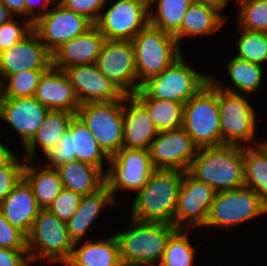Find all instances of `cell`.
Returning <instances> with one entry per match:
<instances>
[{
	"instance_id": "obj_2",
	"label": "cell",
	"mask_w": 267,
	"mask_h": 266,
	"mask_svg": "<svg viewBox=\"0 0 267 266\" xmlns=\"http://www.w3.org/2000/svg\"><path fill=\"white\" fill-rule=\"evenodd\" d=\"M183 172L156 169L132 200L130 218L174 226Z\"/></svg>"
},
{
	"instance_id": "obj_22",
	"label": "cell",
	"mask_w": 267,
	"mask_h": 266,
	"mask_svg": "<svg viewBox=\"0 0 267 266\" xmlns=\"http://www.w3.org/2000/svg\"><path fill=\"white\" fill-rule=\"evenodd\" d=\"M105 40L93 25L88 31L61 44L51 53L52 67L65 70L76 65L95 63Z\"/></svg>"
},
{
	"instance_id": "obj_17",
	"label": "cell",
	"mask_w": 267,
	"mask_h": 266,
	"mask_svg": "<svg viewBox=\"0 0 267 266\" xmlns=\"http://www.w3.org/2000/svg\"><path fill=\"white\" fill-rule=\"evenodd\" d=\"M197 150L198 147L183 127L158 132L149 149L155 169L181 172L189 169Z\"/></svg>"
},
{
	"instance_id": "obj_11",
	"label": "cell",
	"mask_w": 267,
	"mask_h": 266,
	"mask_svg": "<svg viewBox=\"0 0 267 266\" xmlns=\"http://www.w3.org/2000/svg\"><path fill=\"white\" fill-rule=\"evenodd\" d=\"M76 115L89 128L100 148L110 158L123 144V97L112 102L80 104Z\"/></svg>"
},
{
	"instance_id": "obj_29",
	"label": "cell",
	"mask_w": 267,
	"mask_h": 266,
	"mask_svg": "<svg viewBox=\"0 0 267 266\" xmlns=\"http://www.w3.org/2000/svg\"><path fill=\"white\" fill-rule=\"evenodd\" d=\"M225 67L228 76L231 79V85L234 87L228 84L224 85L222 81H219L218 78L212 74V76H210V81L217 88L227 92L248 96L255 93L259 94L258 92H261V84L263 83L262 80L264 79L263 71L265 70L263 69V66L234 56L230 57L229 61L227 60Z\"/></svg>"
},
{
	"instance_id": "obj_9",
	"label": "cell",
	"mask_w": 267,
	"mask_h": 266,
	"mask_svg": "<svg viewBox=\"0 0 267 266\" xmlns=\"http://www.w3.org/2000/svg\"><path fill=\"white\" fill-rule=\"evenodd\" d=\"M43 157H45L44 163L46 162L44 166L52 168H57L73 160H79L99 167L106 174L109 166V157L100 148L89 128L77 115L72 118L68 130L60 141ZM104 162L106 163L104 164Z\"/></svg>"
},
{
	"instance_id": "obj_23",
	"label": "cell",
	"mask_w": 267,
	"mask_h": 266,
	"mask_svg": "<svg viewBox=\"0 0 267 266\" xmlns=\"http://www.w3.org/2000/svg\"><path fill=\"white\" fill-rule=\"evenodd\" d=\"M34 97L49 110L77 113L80 102L64 70L50 67L41 76Z\"/></svg>"
},
{
	"instance_id": "obj_7",
	"label": "cell",
	"mask_w": 267,
	"mask_h": 266,
	"mask_svg": "<svg viewBox=\"0 0 267 266\" xmlns=\"http://www.w3.org/2000/svg\"><path fill=\"white\" fill-rule=\"evenodd\" d=\"M182 54L161 74L150 77L141 88L151 97L183 105L210 81V74L200 72L186 62Z\"/></svg>"
},
{
	"instance_id": "obj_51",
	"label": "cell",
	"mask_w": 267,
	"mask_h": 266,
	"mask_svg": "<svg viewBox=\"0 0 267 266\" xmlns=\"http://www.w3.org/2000/svg\"><path fill=\"white\" fill-rule=\"evenodd\" d=\"M262 144L267 148V140H264V141L262 140Z\"/></svg>"
},
{
	"instance_id": "obj_37",
	"label": "cell",
	"mask_w": 267,
	"mask_h": 266,
	"mask_svg": "<svg viewBox=\"0 0 267 266\" xmlns=\"http://www.w3.org/2000/svg\"><path fill=\"white\" fill-rule=\"evenodd\" d=\"M237 28L267 33V0H237Z\"/></svg>"
},
{
	"instance_id": "obj_46",
	"label": "cell",
	"mask_w": 267,
	"mask_h": 266,
	"mask_svg": "<svg viewBox=\"0 0 267 266\" xmlns=\"http://www.w3.org/2000/svg\"><path fill=\"white\" fill-rule=\"evenodd\" d=\"M0 2L9 10V12L19 19L25 18L24 0H0Z\"/></svg>"
},
{
	"instance_id": "obj_45",
	"label": "cell",
	"mask_w": 267,
	"mask_h": 266,
	"mask_svg": "<svg viewBox=\"0 0 267 266\" xmlns=\"http://www.w3.org/2000/svg\"><path fill=\"white\" fill-rule=\"evenodd\" d=\"M25 19L32 24L41 16H44L56 0H24ZM40 11V12H39Z\"/></svg>"
},
{
	"instance_id": "obj_47",
	"label": "cell",
	"mask_w": 267,
	"mask_h": 266,
	"mask_svg": "<svg viewBox=\"0 0 267 266\" xmlns=\"http://www.w3.org/2000/svg\"><path fill=\"white\" fill-rule=\"evenodd\" d=\"M194 2L203 3L205 5H208L209 7L215 8L218 12L221 14L223 9L226 8L227 4L230 2V0H193ZM234 3L237 2V0H233Z\"/></svg>"
},
{
	"instance_id": "obj_32",
	"label": "cell",
	"mask_w": 267,
	"mask_h": 266,
	"mask_svg": "<svg viewBox=\"0 0 267 266\" xmlns=\"http://www.w3.org/2000/svg\"><path fill=\"white\" fill-rule=\"evenodd\" d=\"M133 95L147 108L159 132L182 127L184 107L182 103L151 98L142 88Z\"/></svg>"
},
{
	"instance_id": "obj_26",
	"label": "cell",
	"mask_w": 267,
	"mask_h": 266,
	"mask_svg": "<svg viewBox=\"0 0 267 266\" xmlns=\"http://www.w3.org/2000/svg\"><path fill=\"white\" fill-rule=\"evenodd\" d=\"M63 266H123L117 239H89L74 243L70 259Z\"/></svg>"
},
{
	"instance_id": "obj_27",
	"label": "cell",
	"mask_w": 267,
	"mask_h": 266,
	"mask_svg": "<svg viewBox=\"0 0 267 266\" xmlns=\"http://www.w3.org/2000/svg\"><path fill=\"white\" fill-rule=\"evenodd\" d=\"M228 16L203 3L193 2L187 9L181 27L173 34L181 48L183 38L205 37L219 32Z\"/></svg>"
},
{
	"instance_id": "obj_35",
	"label": "cell",
	"mask_w": 267,
	"mask_h": 266,
	"mask_svg": "<svg viewBox=\"0 0 267 266\" xmlns=\"http://www.w3.org/2000/svg\"><path fill=\"white\" fill-rule=\"evenodd\" d=\"M191 229L177 228L168 238L158 266H195L196 247L188 238Z\"/></svg>"
},
{
	"instance_id": "obj_10",
	"label": "cell",
	"mask_w": 267,
	"mask_h": 266,
	"mask_svg": "<svg viewBox=\"0 0 267 266\" xmlns=\"http://www.w3.org/2000/svg\"><path fill=\"white\" fill-rule=\"evenodd\" d=\"M267 214V204L252 189L216 192L203 227L230 230L239 224Z\"/></svg>"
},
{
	"instance_id": "obj_19",
	"label": "cell",
	"mask_w": 267,
	"mask_h": 266,
	"mask_svg": "<svg viewBox=\"0 0 267 266\" xmlns=\"http://www.w3.org/2000/svg\"><path fill=\"white\" fill-rule=\"evenodd\" d=\"M49 109L35 97L1 98L0 120L16 132L23 147L33 138Z\"/></svg>"
},
{
	"instance_id": "obj_20",
	"label": "cell",
	"mask_w": 267,
	"mask_h": 266,
	"mask_svg": "<svg viewBox=\"0 0 267 266\" xmlns=\"http://www.w3.org/2000/svg\"><path fill=\"white\" fill-rule=\"evenodd\" d=\"M80 104L87 102H112L124 94L97 68L95 63L76 65L64 70Z\"/></svg>"
},
{
	"instance_id": "obj_43",
	"label": "cell",
	"mask_w": 267,
	"mask_h": 266,
	"mask_svg": "<svg viewBox=\"0 0 267 266\" xmlns=\"http://www.w3.org/2000/svg\"><path fill=\"white\" fill-rule=\"evenodd\" d=\"M0 248L27 249V235L11 225L0 211Z\"/></svg>"
},
{
	"instance_id": "obj_34",
	"label": "cell",
	"mask_w": 267,
	"mask_h": 266,
	"mask_svg": "<svg viewBox=\"0 0 267 266\" xmlns=\"http://www.w3.org/2000/svg\"><path fill=\"white\" fill-rule=\"evenodd\" d=\"M193 2V0H149V24L174 34L181 27L184 15Z\"/></svg>"
},
{
	"instance_id": "obj_42",
	"label": "cell",
	"mask_w": 267,
	"mask_h": 266,
	"mask_svg": "<svg viewBox=\"0 0 267 266\" xmlns=\"http://www.w3.org/2000/svg\"><path fill=\"white\" fill-rule=\"evenodd\" d=\"M65 8L85 16L95 24L109 0H57Z\"/></svg>"
},
{
	"instance_id": "obj_6",
	"label": "cell",
	"mask_w": 267,
	"mask_h": 266,
	"mask_svg": "<svg viewBox=\"0 0 267 266\" xmlns=\"http://www.w3.org/2000/svg\"><path fill=\"white\" fill-rule=\"evenodd\" d=\"M182 127L198 148L221 145L218 88L211 81L184 104Z\"/></svg>"
},
{
	"instance_id": "obj_33",
	"label": "cell",
	"mask_w": 267,
	"mask_h": 266,
	"mask_svg": "<svg viewBox=\"0 0 267 266\" xmlns=\"http://www.w3.org/2000/svg\"><path fill=\"white\" fill-rule=\"evenodd\" d=\"M244 183L267 204V148L263 144L244 147Z\"/></svg>"
},
{
	"instance_id": "obj_21",
	"label": "cell",
	"mask_w": 267,
	"mask_h": 266,
	"mask_svg": "<svg viewBox=\"0 0 267 266\" xmlns=\"http://www.w3.org/2000/svg\"><path fill=\"white\" fill-rule=\"evenodd\" d=\"M123 122L122 148L149 150L159 131L147 108L134 95L123 96Z\"/></svg>"
},
{
	"instance_id": "obj_1",
	"label": "cell",
	"mask_w": 267,
	"mask_h": 266,
	"mask_svg": "<svg viewBox=\"0 0 267 266\" xmlns=\"http://www.w3.org/2000/svg\"><path fill=\"white\" fill-rule=\"evenodd\" d=\"M244 147L223 144L198 148L187 172L216 192L237 190L244 183Z\"/></svg>"
},
{
	"instance_id": "obj_16",
	"label": "cell",
	"mask_w": 267,
	"mask_h": 266,
	"mask_svg": "<svg viewBox=\"0 0 267 266\" xmlns=\"http://www.w3.org/2000/svg\"><path fill=\"white\" fill-rule=\"evenodd\" d=\"M216 191L204 182L183 172L178 193V206L174 227L183 229L202 228L207 221Z\"/></svg>"
},
{
	"instance_id": "obj_41",
	"label": "cell",
	"mask_w": 267,
	"mask_h": 266,
	"mask_svg": "<svg viewBox=\"0 0 267 266\" xmlns=\"http://www.w3.org/2000/svg\"><path fill=\"white\" fill-rule=\"evenodd\" d=\"M81 198V195L69 189L62 188L47 210L66 223L78 209Z\"/></svg>"
},
{
	"instance_id": "obj_8",
	"label": "cell",
	"mask_w": 267,
	"mask_h": 266,
	"mask_svg": "<svg viewBox=\"0 0 267 266\" xmlns=\"http://www.w3.org/2000/svg\"><path fill=\"white\" fill-rule=\"evenodd\" d=\"M248 95L227 92L218 88V109L221 127V145L254 146L257 131L256 114ZM255 141H254V140ZM252 142V144H251Z\"/></svg>"
},
{
	"instance_id": "obj_44",
	"label": "cell",
	"mask_w": 267,
	"mask_h": 266,
	"mask_svg": "<svg viewBox=\"0 0 267 266\" xmlns=\"http://www.w3.org/2000/svg\"><path fill=\"white\" fill-rule=\"evenodd\" d=\"M32 265L27 249L0 248V266Z\"/></svg>"
},
{
	"instance_id": "obj_4",
	"label": "cell",
	"mask_w": 267,
	"mask_h": 266,
	"mask_svg": "<svg viewBox=\"0 0 267 266\" xmlns=\"http://www.w3.org/2000/svg\"><path fill=\"white\" fill-rule=\"evenodd\" d=\"M134 47L138 84L161 74L183 53L173 34L148 24L131 40Z\"/></svg>"
},
{
	"instance_id": "obj_3",
	"label": "cell",
	"mask_w": 267,
	"mask_h": 266,
	"mask_svg": "<svg viewBox=\"0 0 267 266\" xmlns=\"http://www.w3.org/2000/svg\"><path fill=\"white\" fill-rule=\"evenodd\" d=\"M176 229L170 224L136 221L129 217L125 229L114 234L123 266H158L168 238Z\"/></svg>"
},
{
	"instance_id": "obj_38",
	"label": "cell",
	"mask_w": 267,
	"mask_h": 266,
	"mask_svg": "<svg viewBox=\"0 0 267 266\" xmlns=\"http://www.w3.org/2000/svg\"><path fill=\"white\" fill-rule=\"evenodd\" d=\"M237 29L241 35L237 39L235 56L262 66L267 62V33Z\"/></svg>"
},
{
	"instance_id": "obj_36",
	"label": "cell",
	"mask_w": 267,
	"mask_h": 266,
	"mask_svg": "<svg viewBox=\"0 0 267 266\" xmlns=\"http://www.w3.org/2000/svg\"><path fill=\"white\" fill-rule=\"evenodd\" d=\"M47 70H25L8 75L1 82L2 98L34 97L37 85Z\"/></svg>"
},
{
	"instance_id": "obj_25",
	"label": "cell",
	"mask_w": 267,
	"mask_h": 266,
	"mask_svg": "<svg viewBox=\"0 0 267 266\" xmlns=\"http://www.w3.org/2000/svg\"><path fill=\"white\" fill-rule=\"evenodd\" d=\"M40 210L33 190L24 178L0 203V211L3 216L11 225L17 227L26 235L30 232Z\"/></svg>"
},
{
	"instance_id": "obj_30",
	"label": "cell",
	"mask_w": 267,
	"mask_h": 266,
	"mask_svg": "<svg viewBox=\"0 0 267 266\" xmlns=\"http://www.w3.org/2000/svg\"><path fill=\"white\" fill-rule=\"evenodd\" d=\"M56 169L62 187L81 196L93 194L106 184L105 173L99 167L87 162L73 160Z\"/></svg>"
},
{
	"instance_id": "obj_18",
	"label": "cell",
	"mask_w": 267,
	"mask_h": 266,
	"mask_svg": "<svg viewBox=\"0 0 267 266\" xmlns=\"http://www.w3.org/2000/svg\"><path fill=\"white\" fill-rule=\"evenodd\" d=\"M52 54L32 31L22 41L0 53L1 82L11 74L25 70H48Z\"/></svg>"
},
{
	"instance_id": "obj_13",
	"label": "cell",
	"mask_w": 267,
	"mask_h": 266,
	"mask_svg": "<svg viewBox=\"0 0 267 266\" xmlns=\"http://www.w3.org/2000/svg\"><path fill=\"white\" fill-rule=\"evenodd\" d=\"M109 6L94 24L106 40L131 41L149 24V0H116Z\"/></svg>"
},
{
	"instance_id": "obj_14",
	"label": "cell",
	"mask_w": 267,
	"mask_h": 266,
	"mask_svg": "<svg viewBox=\"0 0 267 266\" xmlns=\"http://www.w3.org/2000/svg\"><path fill=\"white\" fill-rule=\"evenodd\" d=\"M95 65L125 96L133 95L141 88L132 41L105 40Z\"/></svg>"
},
{
	"instance_id": "obj_15",
	"label": "cell",
	"mask_w": 267,
	"mask_h": 266,
	"mask_svg": "<svg viewBox=\"0 0 267 266\" xmlns=\"http://www.w3.org/2000/svg\"><path fill=\"white\" fill-rule=\"evenodd\" d=\"M93 25L85 16L65 8L56 0L49 11L32 24V31L52 53L61 44L85 33Z\"/></svg>"
},
{
	"instance_id": "obj_31",
	"label": "cell",
	"mask_w": 267,
	"mask_h": 266,
	"mask_svg": "<svg viewBox=\"0 0 267 266\" xmlns=\"http://www.w3.org/2000/svg\"><path fill=\"white\" fill-rule=\"evenodd\" d=\"M35 161L25 160L23 178L31 186L39 207L47 209L62 190V182L56 168L40 166Z\"/></svg>"
},
{
	"instance_id": "obj_50",
	"label": "cell",
	"mask_w": 267,
	"mask_h": 266,
	"mask_svg": "<svg viewBox=\"0 0 267 266\" xmlns=\"http://www.w3.org/2000/svg\"><path fill=\"white\" fill-rule=\"evenodd\" d=\"M1 98H2V89H1V80H0V104H1Z\"/></svg>"
},
{
	"instance_id": "obj_12",
	"label": "cell",
	"mask_w": 267,
	"mask_h": 266,
	"mask_svg": "<svg viewBox=\"0 0 267 266\" xmlns=\"http://www.w3.org/2000/svg\"><path fill=\"white\" fill-rule=\"evenodd\" d=\"M155 170L149 150L121 148L109 158L106 185L117 201L118 192L127 190L136 194Z\"/></svg>"
},
{
	"instance_id": "obj_40",
	"label": "cell",
	"mask_w": 267,
	"mask_h": 266,
	"mask_svg": "<svg viewBox=\"0 0 267 266\" xmlns=\"http://www.w3.org/2000/svg\"><path fill=\"white\" fill-rule=\"evenodd\" d=\"M15 18L13 17L0 26V53L10 49L32 32V23L28 19L24 18L21 22V20L18 21Z\"/></svg>"
},
{
	"instance_id": "obj_28",
	"label": "cell",
	"mask_w": 267,
	"mask_h": 266,
	"mask_svg": "<svg viewBox=\"0 0 267 266\" xmlns=\"http://www.w3.org/2000/svg\"><path fill=\"white\" fill-rule=\"evenodd\" d=\"M75 115L63 110H49L33 138L22 148L25 152L24 159L35 160L38 150H41V156H43L55 146L68 130Z\"/></svg>"
},
{
	"instance_id": "obj_24",
	"label": "cell",
	"mask_w": 267,
	"mask_h": 266,
	"mask_svg": "<svg viewBox=\"0 0 267 266\" xmlns=\"http://www.w3.org/2000/svg\"><path fill=\"white\" fill-rule=\"evenodd\" d=\"M117 203L106 184L97 192L82 196L78 209L66 222L67 231L73 243L89 240L87 234L93 229V224L97 223L102 211L106 209L104 207L117 206Z\"/></svg>"
},
{
	"instance_id": "obj_48",
	"label": "cell",
	"mask_w": 267,
	"mask_h": 266,
	"mask_svg": "<svg viewBox=\"0 0 267 266\" xmlns=\"http://www.w3.org/2000/svg\"><path fill=\"white\" fill-rule=\"evenodd\" d=\"M2 138H0V164H2L4 161H6L15 151V149L11 148L9 145H6L7 143L2 142L3 140H1ZM5 143V144H4Z\"/></svg>"
},
{
	"instance_id": "obj_49",
	"label": "cell",
	"mask_w": 267,
	"mask_h": 266,
	"mask_svg": "<svg viewBox=\"0 0 267 266\" xmlns=\"http://www.w3.org/2000/svg\"><path fill=\"white\" fill-rule=\"evenodd\" d=\"M13 17L14 16L9 10L0 2V26L11 20Z\"/></svg>"
},
{
	"instance_id": "obj_5",
	"label": "cell",
	"mask_w": 267,
	"mask_h": 266,
	"mask_svg": "<svg viewBox=\"0 0 267 266\" xmlns=\"http://www.w3.org/2000/svg\"><path fill=\"white\" fill-rule=\"evenodd\" d=\"M74 243L65 222L47 209H41L27 234V251L31 263L64 265L71 257Z\"/></svg>"
},
{
	"instance_id": "obj_39",
	"label": "cell",
	"mask_w": 267,
	"mask_h": 266,
	"mask_svg": "<svg viewBox=\"0 0 267 266\" xmlns=\"http://www.w3.org/2000/svg\"><path fill=\"white\" fill-rule=\"evenodd\" d=\"M25 160L15 152L0 164V203L22 180Z\"/></svg>"
}]
</instances>
